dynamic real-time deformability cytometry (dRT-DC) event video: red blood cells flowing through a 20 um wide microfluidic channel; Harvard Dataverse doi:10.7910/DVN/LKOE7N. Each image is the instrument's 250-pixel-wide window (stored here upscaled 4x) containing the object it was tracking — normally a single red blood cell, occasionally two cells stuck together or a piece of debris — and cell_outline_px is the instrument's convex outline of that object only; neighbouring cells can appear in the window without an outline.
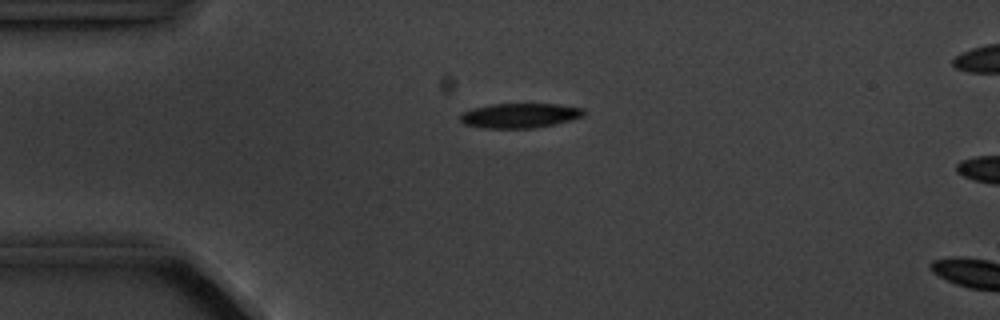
{"species": "common noctule bat (a hibernating species)", "species_latin": "Nyctalus noctula", "temperature_condition": "cold", "stored_images_in_passage": 5, "camera_frame_rate_fps": 3000, "um_per_image_px": 0.085, "animal": {"sex": "male", "body_mass_g": 20.1, "forearm_length_mm": 53.5}, "frame": {"image": 1, "passage_image": 4, "time_ms": 3.667, "image_size_px": [1000, 320], "cell_outline_px": [[584, 112], [580, 116], [568, 120], [552, 124], [532, 128], [484, 128], [464, 124], [460, 120], [460, 116], [464, 112], [472, 108], [492, 104], [556, 104], [584, 108]], "centroid_in_image_um": [44.12, 9.81], "position_along_channel_um": 40.9, "area_um2": 17.46}}